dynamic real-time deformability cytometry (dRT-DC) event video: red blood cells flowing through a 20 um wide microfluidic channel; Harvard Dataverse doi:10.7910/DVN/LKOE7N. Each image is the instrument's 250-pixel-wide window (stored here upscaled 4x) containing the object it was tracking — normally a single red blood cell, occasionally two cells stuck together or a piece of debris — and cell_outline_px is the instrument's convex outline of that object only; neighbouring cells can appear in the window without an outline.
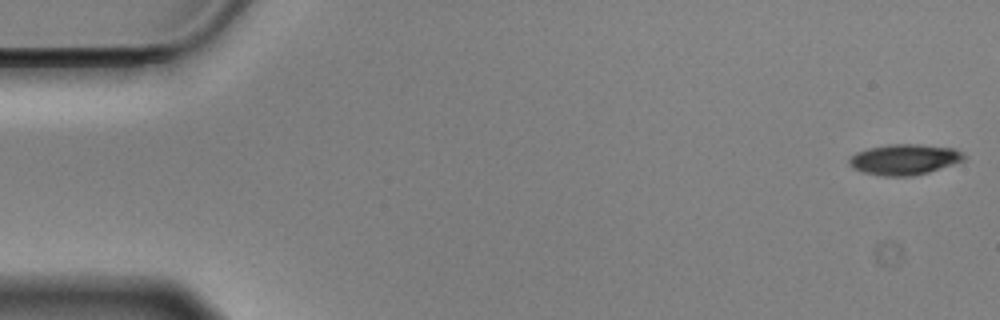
{"species": "Egyptian fruit bat (a non-hibernating species)", "species_latin": "Rousettus aegyptiacus", "temperature_condition": "cold", "stored_images_in_passage": 57, "camera_frame_rate_fps": 3000, "um_per_image_px": 0.085, "animal": {"sex": "male"}, "frame": {"image": 1, "passage_image": 1, "time_ms": 0.0, "image_size_px": [1000, 320], "cell_outline_px": [[964, 160], [928, 172], [912, 176], [884, 176], [864, 172], [852, 168], [848, 164], [848, 160], [856, 152], [872, 148], [892, 144], [920, 144], [952, 148], [960, 152], [964, 156]], "centroid_in_image_um": [76.84, 13.56], "position_along_channel_um": 8.2, "area_um2": 20.11}}
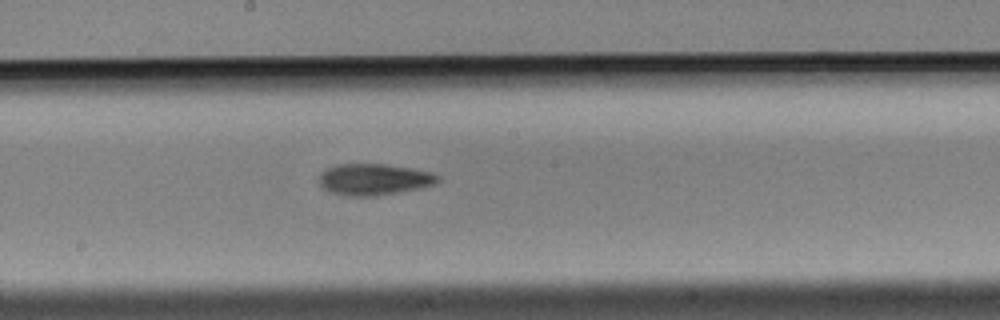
{"frame": {"image": 2, "passage_image": 30, "time_ms": 9.667, "image_size_px": [1000, 320], "cell_outline_px": [[440, 180], [436, 184], [420, 188], [376, 196], [348, 196], [332, 192], [324, 188], [320, 184], [320, 172], [336, 164], [388, 164], [412, 168], [428, 172], [440, 176]], "centroid_in_image_um": [31.81, 15.24], "position_along_channel_um": 216.4, "area_um2": 21.68}}
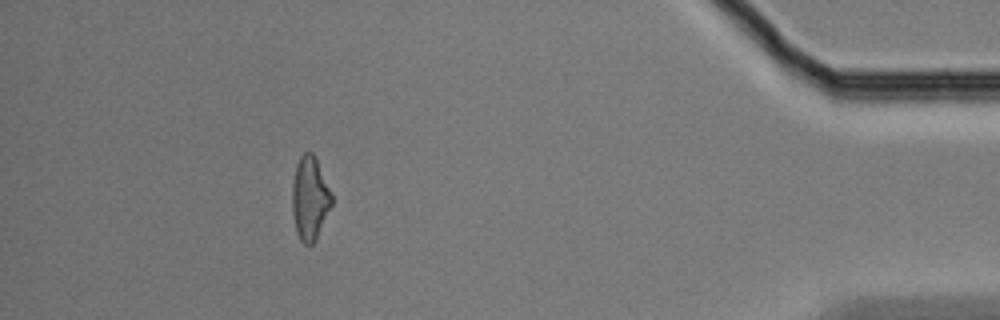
{"frame": {"image": 3, "passage_image": 51, "time_ms": 16.667, "image_size_px": [1000, 320], "cell_outline_px": [[332, 204], [316, 240], [312, 244], [304, 244], [300, 240], [296, 232], [292, 212], [292, 184], [296, 164], [300, 156], [304, 152], [312, 152], [316, 156], [332, 196]], "centroid_in_image_um": [26.32, 16.85], "position_along_channel_um": 408.9, "area_um2": 19.31}, "authors_computed_cell_mechanics": {"area_um2": 20.23, "velocity_mm_per_s": 3.5313, "shape_relaxation_time_tau1_ms": 3.855, "shape_relaxation_time_tau2_ms": 9.3311, "deformation_change_tau1": 0.1153, "deformation_change_tau2": 0.2018}}